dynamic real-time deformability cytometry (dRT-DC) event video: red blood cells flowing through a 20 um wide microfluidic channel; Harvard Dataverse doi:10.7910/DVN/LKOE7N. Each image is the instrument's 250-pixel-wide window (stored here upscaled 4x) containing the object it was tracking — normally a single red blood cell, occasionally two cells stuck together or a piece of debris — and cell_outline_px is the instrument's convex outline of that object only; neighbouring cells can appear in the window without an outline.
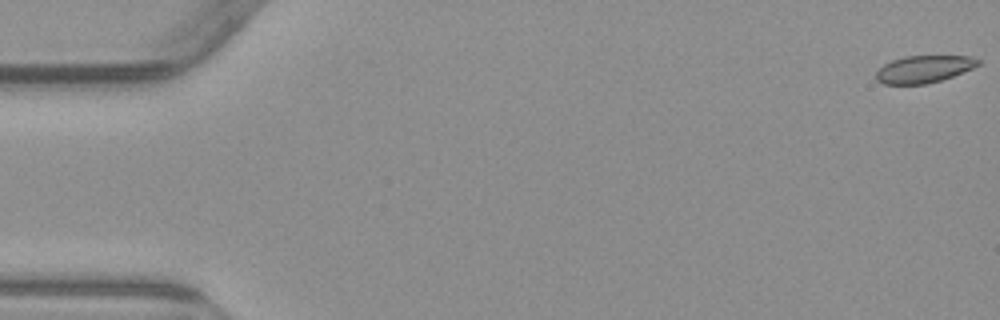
{"species": "common noctule bat (a hibernating species)", "species_latin": "Nyctalus noctula", "temperature_condition": "warm", "stored_images_in_passage": 5, "camera_frame_rate_fps": 3000, "um_per_image_px": 0.085, "animal": {"sex": "male", "body_mass_g": 23.1, "forearm_length_mm": 52.7}, "frame": {"image": 1, "passage_image": 1, "time_ms": 0.0, "image_size_px": [1000, 320], "cell_outline_px": [[980, 64], [972, 68], [952, 76], [940, 80], [924, 84], [884, 84], [876, 80], [876, 72], [884, 64], [892, 60], [904, 56], [972, 56], [980, 60]], "centroid_in_image_um": [78.51, 5.87], "position_along_channel_um": 6.5, "area_um2": 16.07}}
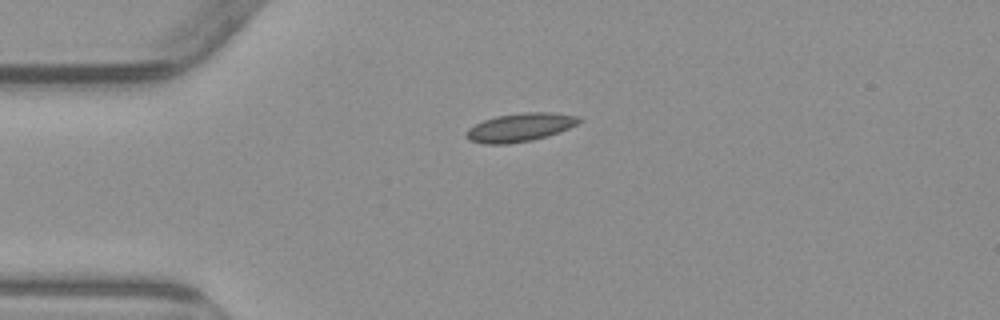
{"frame": {"image": 2, "passage_image": 4, "time_ms": 4.333, "image_size_px": [1000, 320], "cell_outline_px": [[584, 120], [560, 132], [548, 136], [532, 140], [508, 144], [484, 144], [468, 140], [464, 136], [464, 132], [468, 128], [484, 120], [496, 116], [524, 112], [552, 112], [580, 116]], "centroid_in_image_um": [44.2, 10.83], "position_along_channel_um": 40.8, "area_um2": 18.9}}